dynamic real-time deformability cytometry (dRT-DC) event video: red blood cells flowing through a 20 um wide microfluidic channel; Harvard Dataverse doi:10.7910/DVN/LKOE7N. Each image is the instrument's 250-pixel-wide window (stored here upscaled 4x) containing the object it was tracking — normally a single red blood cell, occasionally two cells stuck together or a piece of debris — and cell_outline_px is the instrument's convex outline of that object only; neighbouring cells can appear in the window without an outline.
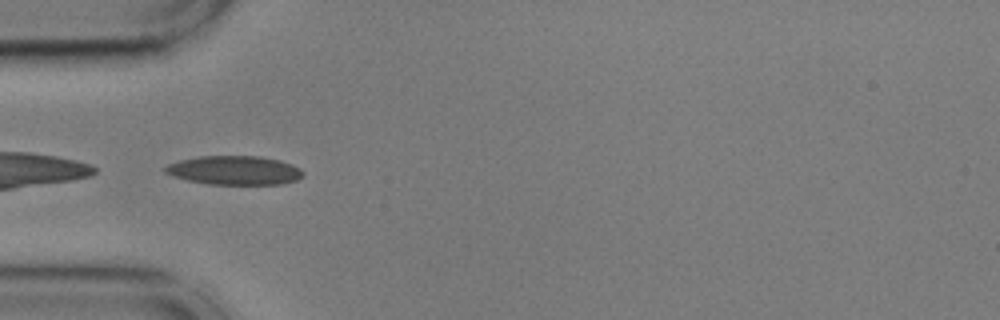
{"species": "common noctule bat (a hibernating species)", "species_latin": "Nyctalus noctula", "temperature_condition": "cold", "stored_images_in_passage": 39, "camera_frame_rate_fps": 3000, "um_per_image_px": 0.085, "animal": {"sex": "male", "body_mass_g": 17.9, "forearm_length_mm": 54.2}, "frame": {"image": 1, "passage_image": 1, "time_ms": 0.0, "image_size_px": [1000, 320], "cell_outline_px": [[304, 176], [296, 180], [280, 184], [208, 184], [188, 180], [172, 176], [164, 172], [164, 168], [168, 164], [180, 160], [200, 156], [260, 156], [280, 160], [292, 164], [300, 168], [304, 172]], "centroid_in_image_um": [19.94, 14.47], "position_along_channel_um": 65.1, "area_um2": 23.29}}
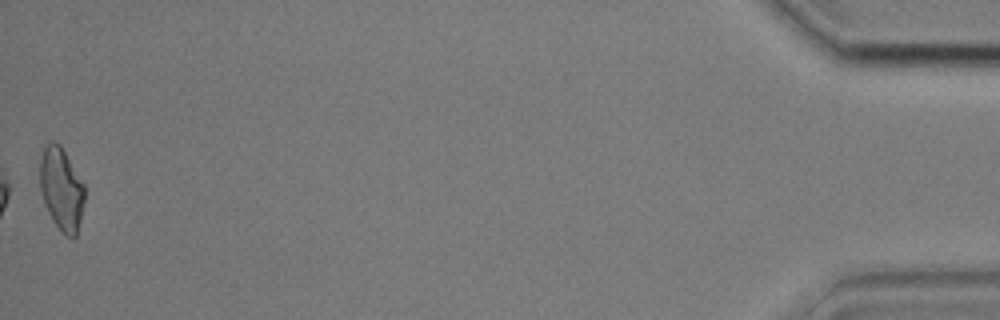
{"frame": {"image": 2, "passage_image": 39, "time_ms": 12.667, "image_size_px": [1000, 320], "cell_outline_px": [[84, 200], [80, 220], [76, 236], [72, 240], [52, 220], [44, 204], [40, 188], [40, 160], [44, 148], [52, 140], [60, 144], [84, 184]], "centroid_in_image_um": [5.22, 16.06], "position_along_channel_um": 430.0, "area_um2": 21.27}, "authors_computed_cell_mechanics": {"area_um2": 21.5594, "velocity_mm_per_s": 3.6299, "shape_relaxation_time_tau1_ms": 8.0041, "shape_relaxation_time_tau2_ms": 4.6553, "deformation_change_tau1": 0.1642, "deformation_change_tau2": 0.1258}}